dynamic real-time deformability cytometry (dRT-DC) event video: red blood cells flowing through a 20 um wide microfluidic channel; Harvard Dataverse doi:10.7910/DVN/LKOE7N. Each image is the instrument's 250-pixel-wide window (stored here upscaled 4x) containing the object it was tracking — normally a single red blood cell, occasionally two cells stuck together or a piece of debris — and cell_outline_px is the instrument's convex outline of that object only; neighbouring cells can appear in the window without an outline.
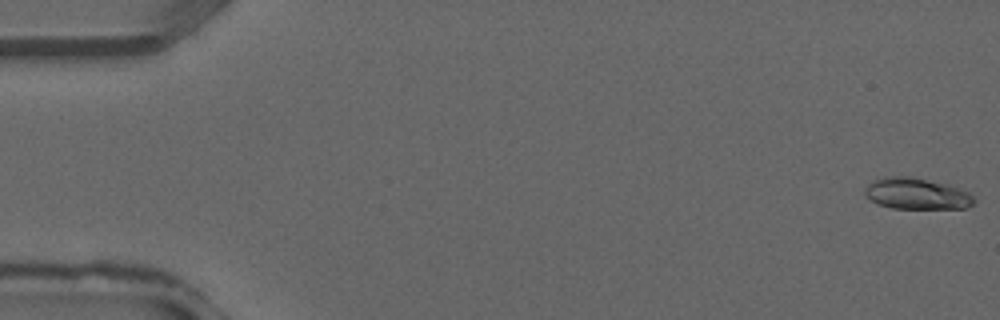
{"species": "common noctule bat (a hibernating species)", "species_latin": "Nyctalus noctula", "temperature_condition": "warm", "stored_images_in_passage": 6, "camera_frame_rate_fps": 3000, "um_per_image_px": 0.085, "animal": {"sex": "male", "forearm_length_mm": 52.5}, "frame": {"image": 1, "passage_image": 1, "time_ms": 0.0, "image_size_px": [1000, 320], "cell_outline_px": [[976, 200], [972, 204], [964, 208], [892, 208], [876, 204], [864, 196], [864, 188], [872, 180], [884, 176], [908, 176], [948, 184], [960, 188], [968, 192]], "centroid_in_image_um": [77.85, 16.45], "position_along_channel_um": 7.1, "area_um2": 20.06}}